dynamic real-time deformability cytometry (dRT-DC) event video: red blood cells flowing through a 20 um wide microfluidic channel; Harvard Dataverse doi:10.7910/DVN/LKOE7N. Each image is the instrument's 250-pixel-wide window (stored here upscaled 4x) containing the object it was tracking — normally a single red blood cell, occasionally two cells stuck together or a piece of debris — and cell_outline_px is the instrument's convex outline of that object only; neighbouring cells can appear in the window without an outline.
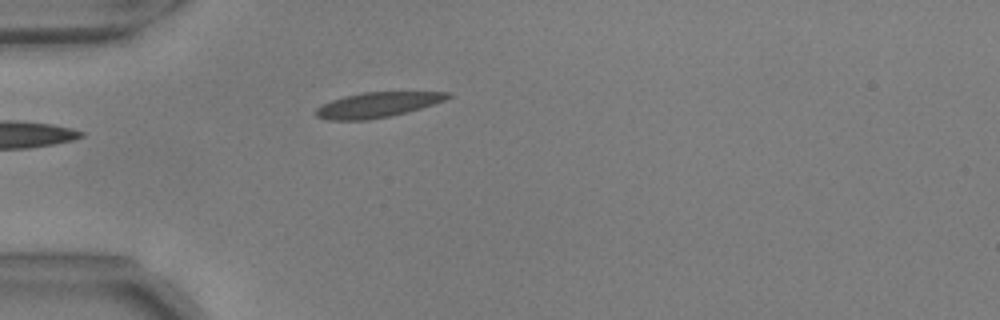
{"species": "common noctule bat (a hibernating species)", "species_latin": "Nyctalus noctula", "temperature_condition": "warm", "stored_images_in_passage": 22, "camera_frame_rate_fps": 3000, "um_per_image_px": 0.085, "animal": {"sex": "male", "body_mass_g": 17.9, "forearm_length_mm": 54.2}, "frame": {"image": 1, "passage_image": 1, "time_ms": 0.0, "image_size_px": [1000, 320], "cell_outline_px": [[452, 96], [444, 100], [420, 108], [388, 116], [368, 120], [328, 120], [316, 116], [312, 112], [316, 108], [332, 100], [344, 96], [364, 92], [452, 92]], "centroid_in_image_um": [32.03, 8.91], "position_along_channel_um": 53.0, "area_um2": 19.07}}